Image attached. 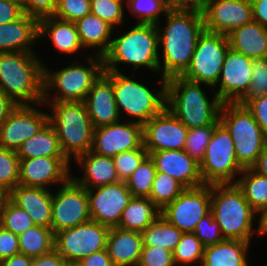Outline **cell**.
<instances>
[{"mask_svg":"<svg viewBox=\"0 0 267 266\" xmlns=\"http://www.w3.org/2000/svg\"><path fill=\"white\" fill-rule=\"evenodd\" d=\"M159 33V74L166 79L182 75L189 67L199 35L204 31L203 13L168 11ZM161 58L162 61L160 60ZM163 63V64H162Z\"/></svg>","mask_w":267,"mask_h":266,"instance_id":"6da1fadb","label":"cell"},{"mask_svg":"<svg viewBox=\"0 0 267 266\" xmlns=\"http://www.w3.org/2000/svg\"><path fill=\"white\" fill-rule=\"evenodd\" d=\"M43 63L36 52L0 53V91L16 105L44 106Z\"/></svg>","mask_w":267,"mask_h":266,"instance_id":"7a4b0ae2","label":"cell"},{"mask_svg":"<svg viewBox=\"0 0 267 266\" xmlns=\"http://www.w3.org/2000/svg\"><path fill=\"white\" fill-rule=\"evenodd\" d=\"M112 39L103 55L104 71L120 72L117 64L142 67L159 74V33L155 24L136 23L132 29ZM141 67V68H140Z\"/></svg>","mask_w":267,"mask_h":266,"instance_id":"3957f363","label":"cell"},{"mask_svg":"<svg viewBox=\"0 0 267 266\" xmlns=\"http://www.w3.org/2000/svg\"><path fill=\"white\" fill-rule=\"evenodd\" d=\"M201 83L181 75L167 79L166 107L188 128L217 125L223 102L214 93L212 100Z\"/></svg>","mask_w":267,"mask_h":266,"instance_id":"277c9868","label":"cell"},{"mask_svg":"<svg viewBox=\"0 0 267 266\" xmlns=\"http://www.w3.org/2000/svg\"><path fill=\"white\" fill-rule=\"evenodd\" d=\"M211 213L224 239L251 242L258 235L253 228L257 213L236 183L211 184Z\"/></svg>","mask_w":267,"mask_h":266,"instance_id":"5b68a950","label":"cell"},{"mask_svg":"<svg viewBox=\"0 0 267 266\" xmlns=\"http://www.w3.org/2000/svg\"><path fill=\"white\" fill-rule=\"evenodd\" d=\"M86 55L87 66L79 63V58L57 71L49 70L44 64L43 102L85 101L94 82L104 72L103 56ZM49 91H55L54 95Z\"/></svg>","mask_w":267,"mask_h":266,"instance_id":"8992f818","label":"cell"},{"mask_svg":"<svg viewBox=\"0 0 267 266\" xmlns=\"http://www.w3.org/2000/svg\"><path fill=\"white\" fill-rule=\"evenodd\" d=\"M51 110L49 123L54 127L65 157L87 153L92 148L94 127L84 102H42ZM73 156V157H72Z\"/></svg>","mask_w":267,"mask_h":266,"instance_id":"52a82bcc","label":"cell"},{"mask_svg":"<svg viewBox=\"0 0 267 266\" xmlns=\"http://www.w3.org/2000/svg\"><path fill=\"white\" fill-rule=\"evenodd\" d=\"M132 75L133 79L122 72L113 71L115 101L120 117L125 113L132 118L130 121L144 125L166 108L167 79L161 77V89L153 91Z\"/></svg>","mask_w":267,"mask_h":266,"instance_id":"ba28073f","label":"cell"},{"mask_svg":"<svg viewBox=\"0 0 267 266\" xmlns=\"http://www.w3.org/2000/svg\"><path fill=\"white\" fill-rule=\"evenodd\" d=\"M219 121L232 137L237 162L243 168H251L267 142L252 112L238 102H226L221 106Z\"/></svg>","mask_w":267,"mask_h":266,"instance_id":"9c48e42d","label":"cell"},{"mask_svg":"<svg viewBox=\"0 0 267 266\" xmlns=\"http://www.w3.org/2000/svg\"><path fill=\"white\" fill-rule=\"evenodd\" d=\"M199 168L203 183L208 185L236 183L244 169L237 162L232 137L221 122L215 126Z\"/></svg>","mask_w":267,"mask_h":266,"instance_id":"30bf717a","label":"cell"},{"mask_svg":"<svg viewBox=\"0 0 267 266\" xmlns=\"http://www.w3.org/2000/svg\"><path fill=\"white\" fill-rule=\"evenodd\" d=\"M229 48L227 35L204 29L198 37L191 63L181 76L215 89Z\"/></svg>","mask_w":267,"mask_h":266,"instance_id":"8fae6325","label":"cell"},{"mask_svg":"<svg viewBox=\"0 0 267 266\" xmlns=\"http://www.w3.org/2000/svg\"><path fill=\"white\" fill-rule=\"evenodd\" d=\"M110 228L90 220L55 233L54 249L67 263H78L92 253L106 249Z\"/></svg>","mask_w":267,"mask_h":266,"instance_id":"7c38bea8","label":"cell"},{"mask_svg":"<svg viewBox=\"0 0 267 266\" xmlns=\"http://www.w3.org/2000/svg\"><path fill=\"white\" fill-rule=\"evenodd\" d=\"M90 220L87 189L72 177L55 194L52 191L51 229L54 234Z\"/></svg>","mask_w":267,"mask_h":266,"instance_id":"4fadbf2b","label":"cell"},{"mask_svg":"<svg viewBox=\"0 0 267 266\" xmlns=\"http://www.w3.org/2000/svg\"><path fill=\"white\" fill-rule=\"evenodd\" d=\"M211 212V184L186 188L161 210V216L183 233L194 232L201 218Z\"/></svg>","mask_w":267,"mask_h":266,"instance_id":"5bb4252c","label":"cell"},{"mask_svg":"<svg viewBox=\"0 0 267 266\" xmlns=\"http://www.w3.org/2000/svg\"><path fill=\"white\" fill-rule=\"evenodd\" d=\"M91 220L108 228H117L123 210L132 199L126 182L87 189Z\"/></svg>","mask_w":267,"mask_h":266,"instance_id":"9a60e30c","label":"cell"},{"mask_svg":"<svg viewBox=\"0 0 267 266\" xmlns=\"http://www.w3.org/2000/svg\"><path fill=\"white\" fill-rule=\"evenodd\" d=\"M127 120L94 128L91 151L114 157L121 152L140 148L143 145V125L130 121L131 118Z\"/></svg>","mask_w":267,"mask_h":266,"instance_id":"2e32d148","label":"cell"},{"mask_svg":"<svg viewBox=\"0 0 267 266\" xmlns=\"http://www.w3.org/2000/svg\"><path fill=\"white\" fill-rule=\"evenodd\" d=\"M188 128L166 107L143 125L147 152L184 150Z\"/></svg>","mask_w":267,"mask_h":266,"instance_id":"e0dca14e","label":"cell"},{"mask_svg":"<svg viewBox=\"0 0 267 266\" xmlns=\"http://www.w3.org/2000/svg\"><path fill=\"white\" fill-rule=\"evenodd\" d=\"M48 122V112H42L33 105H17L0 127V146L17 151Z\"/></svg>","mask_w":267,"mask_h":266,"instance_id":"ac0fdd59","label":"cell"},{"mask_svg":"<svg viewBox=\"0 0 267 266\" xmlns=\"http://www.w3.org/2000/svg\"><path fill=\"white\" fill-rule=\"evenodd\" d=\"M71 162L66 157L20 159L18 185L51 189L71 177Z\"/></svg>","mask_w":267,"mask_h":266,"instance_id":"d6986e66","label":"cell"},{"mask_svg":"<svg viewBox=\"0 0 267 266\" xmlns=\"http://www.w3.org/2000/svg\"><path fill=\"white\" fill-rule=\"evenodd\" d=\"M252 61L229 48L217 81V97L223 102H238L248 91L252 79Z\"/></svg>","mask_w":267,"mask_h":266,"instance_id":"ffe728a7","label":"cell"},{"mask_svg":"<svg viewBox=\"0 0 267 266\" xmlns=\"http://www.w3.org/2000/svg\"><path fill=\"white\" fill-rule=\"evenodd\" d=\"M205 30L228 35L253 20L251 0H205Z\"/></svg>","mask_w":267,"mask_h":266,"instance_id":"44dd1931","label":"cell"},{"mask_svg":"<svg viewBox=\"0 0 267 266\" xmlns=\"http://www.w3.org/2000/svg\"><path fill=\"white\" fill-rule=\"evenodd\" d=\"M84 103L94 128L121 121L113 89V71H104L100 75Z\"/></svg>","mask_w":267,"mask_h":266,"instance_id":"7402d4cb","label":"cell"},{"mask_svg":"<svg viewBox=\"0 0 267 266\" xmlns=\"http://www.w3.org/2000/svg\"><path fill=\"white\" fill-rule=\"evenodd\" d=\"M157 172L165 173L180 181L186 188L203 185L199 162L184 150L148 152Z\"/></svg>","mask_w":267,"mask_h":266,"instance_id":"603a6c76","label":"cell"},{"mask_svg":"<svg viewBox=\"0 0 267 266\" xmlns=\"http://www.w3.org/2000/svg\"><path fill=\"white\" fill-rule=\"evenodd\" d=\"M52 190L17 185L7 197L19 208L25 210L35 225L51 228Z\"/></svg>","mask_w":267,"mask_h":266,"instance_id":"cb8c5ba5","label":"cell"},{"mask_svg":"<svg viewBox=\"0 0 267 266\" xmlns=\"http://www.w3.org/2000/svg\"><path fill=\"white\" fill-rule=\"evenodd\" d=\"M39 38V19L24 13L17 20L0 24V53L34 52Z\"/></svg>","mask_w":267,"mask_h":266,"instance_id":"d4e9b609","label":"cell"},{"mask_svg":"<svg viewBox=\"0 0 267 266\" xmlns=\"http://www.w3.org/2000/svg\"><path fill=\"white\" fill-rule=\"evenodd\" d=\"M75 162L83 169V177H71L86 189L115 184L120 181L112 157L91 150L78 156Z\"/></svg>","mask_w":267,"mask_h":266,"instance_id":"484cf974","label":"cell"},{"mask_svg":"<svg viewBox=\"0 0 267 266\" xmlns=\"http://www.w3.org/2000/svg\"><path fill=\"white\" fill-rule=\"evenodd\" d=\"M142 248L140 232L110 228L106 250L114 266H133L139 263Z\"/></svg>","mask_w":267,"mask_h":266,"instance_id":"4316f807","label":"cell"},{"mask_svg":"<svg viewBox=\"0 0 267 266\" xmlns=\"http://www.w3.org/2000/svg\"><path fill=\"white\" fill-rule=\"evenodd\" d=\"M48 35L51 44L60 53L74 55L84 47L81 44L75 22L58 19L54 16H46L39 19V38Z\"/></svg>","mask_w":267,"mask_h":266,"instance_id":"83f0119b","label":"cell"},{"mask_svg":"<svg viewBox=\"0 0 267 266\" xmlns=\"http://www.w3.org/2000/svg\"><path fill=\"white\" fill-rule=\"evenodd\" d=\"M227 38L234 51L252 59L267 58V28L257 21L233 29Z\"/></svg>","mask_w":267,"mask_h":266,"instance_id":"f1b7e54d","label":"cell"},{"mask_svg":"<svg viewBox=\"0 0 267 266\" xmlns=\"http://www.w3.org/2000/svg\"><path fill=\"white\" fill-rule=\"evenodd\" d=\"M249 241L224 239L204 248L201 266H248Z\"/></svg>","mask_w":267,"mask_h":266,"instance_id":"f546056e","label":"cell"},{"mask_svg":"<svg viewBox=\"0 0 267 266\" xmlns=\"http://www.w3.org/2000/svg\"><path fill=\"white\" fill-rule=\"evenodd\" d=\"M84 49L98 48L96 55L103 56L109 49L114 28L93 13L75 22Z\"/></svg>","mask_w":267,"mask_h":266,"instance_id":"4dcf8cb0","label":"cell"},{"mask_svg":"<svg viewBox=\"0 0 267 266\" xmlns=\"http://www.w3.org/2000/svg\"><path fill=\"white\" fill-rule=\"evenodd\" d=\"M160 215L161 210L149 198L132 197L122 212L117 228L141 233Z\"/></svg>","mask_w":267,"mask_h":266,"instance_id":"1f68e13d","label":"cell"},{"mask_svg":"<svg viewBox=\"0 0 267 266\" xmlns=\"http://www.w3.org/2000/svg\"><path fill=\"white\" fill-rule=\"evenodd\" d=\"M20 159L65 157L54 127L48 122L38 133L26 140L16 151Z\"/></svg>","mask_w":267,"mask_h":266,"instance_id":"d6a6232c","label":"cell"},{"mask_svg":"<svg viewBox=\"0 0 267 266\" xmlns=\"http://www.w3.org/2000/svg\"><path fill=\"white\" fill-rule=\"evenodd\" d=\"M240 175L236 184L243 191L251 208L258 214L267 206V177L252 168H244Z\"/></svg>","mask_w":267,"mask_h":266,"instance_id":"836d02e7","label":"cell"},{"mask_svg":"<svg viewBox=\"0 0 267 266\" xmlns=\"http://www.w3.org/2000/svg\"><path fill=\"white\" fill-rule=\"evenodd\" d=\"M20 253L36 258L54 249L55 234L51 228L33 226L18 235Z\"/></svg>","mask_w":267,"mask_h":266,"instance_id":"e575fe53","label":"cell"},{"mask_svg":"<svg viewBox=\"0 0 267 266\" xmlns=\"http://www.w3.org/2000/svg\"><path fill=\"white\" fill-rule=\"evenodd\" d=\"M183 232L169 223L161 215L143 232V246H158L173 252L180 242Z\"/></svg>","mask_w":267,"mask_h":266,"instance_id":"d590c367","label":"cell"},{"mask_svg":"<svg viewBox=\"0 0 267 266\" xmlns=\"http://www.w3.org/2000/svg\"><path fill=\"white\" fill-rule=\"evenodd\" d=\"M186 187L172 176L157 172L152 183L149 199L162 210L167 204L173 202Z\"/></svg>","mask_w":267,"mask_h":266,"instance_id":"8d00e7d4","label":"cell"},{"mask_svg":"<svg viewBox=\"0 0 267 266\" xmlns=\"http://www.w3.org/2000/svg\"><path fill=\"white\" fill-rule=\"evenodd\" d=\"M0 225L16 235L35 226L29 214L14 204L7 196L3 197L0 205Z\"/></svg>","mask_w":267,"mask_h":266,"instance_id":"74e56055","label":"cell"},{"mask_svg":"<svg viewBox=\"0 0 267 266\" xmlns=\"http://www.w3.org/2000/svg\"><path fill=\"white\" fill-rule=\"evenodd\" d=\"M156 173L154 162L148 155L125 181L132 196L149 198Z\"/></svg>","mask_w":267,"mask_h":266,"instance_id":"f35d334b","label":"cell"},{"mask_svg":"<svg viewBox=\"0 0 267 266\" xmlns=\"http://www.w3.org/2000/svg\"><path fill=\"white\" fill-rule=\"evenodd\" d=\"M125 7L135 16L137 23L155 24L168 12L165 0H125Z\"/></svg>","mask_w":267,"mask_h":266,"instance_id":"ab89813d","label":"cell"},{"mask_svg":"<svg viewBox=\"0 0 267 266\" xmlns=\"http://www.w3.org/2000/svg\"><path fill=\"white\" fill-rule=\"evenodd\" d=\"M19 168L16 151L0 146V190L6 196L18 185Z\"/></svg>","mask_w":267,"mask_h":266,"instance_id":"60d3db41","label":"cell"},{"mask_svg":"<svg viewBox=\"0 0 267 266\" xmlns=\"http://www.w3.org/2000/svg\"><path fill=\"white\" fill-rule=\"evenodd\" d=\"M204 248V245L193 232L183 233L180 242L173 250L176 266L202 263Z\"/></svg>","mask_w":267,"mask_h":266,"instance_id":"b9f144b4","label":"cell"},{"mask_svg":"<svg viewBox=\"0 0 267 266\" xmlns=\"http://www.w3.org/2000/svg\"><path fill=\"white\" fill-rule=\"evenodd\" d=\"M215 126L216 125H207L188 129L184 151L199 163L205 155L206 147Z\"/></svg>","mask_w":267,"mask_h":266,"instance_id":"7bdbcfd3","label":"cell"},{"mask_svg":"<svg viewBox=\"0 0 267 266\" xmlns=\"http://www.w3.org/2000/svg\"><path fill=\"white\" fill-rule=\"evenodd\" d=\"M124 3V0H91V13L115 28L123 23Z\"/></svg>","mask_w":267,"mask_h":266,"instance_id":"ee69618b","label":"cell"},{"mask_svg":"<svg viewBox=\"0 0 267 266\" xmlns=\"http://www.w3.org/2000/svg\"><path fill=\"white\" fill-rule=\"evenodd\" d=\"M251 68V84L239 104L245 105L250 99L267 94V58L253 59Z\"/></svg>","mask_w":267,"mask_h":266,"instance_id":"f6af8a7d","label":"cell"},{"mask_svg":"<svg viewBox=\"0 0 267 266\" xmlns=\"http://www.w3.org/2000/svg\"><path fill=\"white\" fill-rule=\"evenodd\" d=\"M147 156L148 152L142 145L140 148L121 152L112 157L120 181L125 182Z\"/></svg>","mask_w":267,"mask_h":266,"instance_id":"bcb514c9","label":"cell"},{"mask_svg":"<svg viewBox=\"0 0 267 266\" xmlns=\"http://www.w3.org/2000/svg\"><path fill=\"white\" fill-rule=\"evenodd\" d=\"M90 1L58 0L53 16L61 20L76 22L91 12Z\"/></svg>","mask_w":267,"mask_h":266,"instance_id":"7dc6e473","label":"cell"},{"mask_svg":"<svg viewBox=\"0 0 267 266\" xmlns=\"http://www.w3.org/2000/svg\"><path fill=\"white\" fill-rule=\"evenodd\" d=\"M204 247L218 244L224 240L219 224L213 218V214L210 212L197 223V226L193 232Z\"/></svg>","mask_w":267,"mask_h":266,"instance_id":"c3c4849f","label":"cell"},{"mask_svg":"<svg viewBox=\"0 0 267 266\" xmlns=\"http://www.w3.org/2000/svg\"><path fill=\"white\" fill-rule=\"evenodd\" d=\"M139 264L143 266H176L173 252L158 246H143Z\"/></svg>","mask_w":267,"mask_h":266,"instance_id":"681fc988","label":"cell"},{"mask_svg":"<svg viewBox=\"0 0 267 266\" xmlns=\"http://www.w3.org/2000/svg\"><path fill=\"white\" fill-rule=\"evenodd\" d=\"M24 13L38 19L53 16L58 0H21Z\"/></svg>","mask_w":267,"mask_h":266,"instance_id":"f907efd6","label":"cell"},{"mask_svg":"<svg viewBox=\"0 0 267 266\" xmlns=\"http://www.w3.org/2000/svg\"><path fill=\"white\" fill-rule=\"evenodd\" d=\"M19 253L18 235L0 225V262Z\"/></svg>","mask_w":267,"mask_h":266,"instance_id":"816d5d0a","label":"cell"},{"mask_svg":"<svg viewBox=\"0 0 267 266\" xmlns=\"http://www.w3.org/2000/svg\"><path fill=\"white\" fill-rule=\"evenodd\" d=\"M245 106L252 112L254 119L267 136V94L250 99Z\"/></svg>","mask_w":267,"mask_h":266,"instance_id":"f5cc1de1","label":"cell"},{"mask_svg":"<svg viewBox=\"0 0 267 266\" xmlns=\"http://www.w3.org/2000/svg\"><path fill=\"white\" fill-rule=\"evenodd\" d=\"M23 14L20 1L0 0V24L13 22Z\"/></svg>","mask_w":267,"mask_h":266,"instance_id":"db71d44e","label":"cell"},{"mask_svg":"<svg viewBox=\"0 0 267 266\" xmlns=\"http://www.w3.org/2000/svg\"><path fill=\"white\" fill-rule=\"evenodd\" d=\"M168 11L203 13L205 0H165Z\"/></svg>","mask_w":267,"mask_h":266,"instance_id":"11a10c76","label":"cell"},{"mask_svg":"<svg viewBox=\"0 0 267 266\" xmlns=\"http://www.w3.org/2000/svg\"><path fill=\"white\" fill-rule=\"evenodd\" d=\"M66 260L55 250L33 258L31 266H66Z\"/></svg>","mask_w":267,"mask_h":266,"instance_id":"9f6ffc18","label":"cell"},{"mask_svg":"<svg viewBox=\"0 0 267 266\" xmlns=\"http://www.w3.org/2000/svg\"><path fill=\"white\" fill-rule=\"evenodd\" d=\"M78 263L81 266H114L106 249L92 253Z\"/></svg>","mask_w":267,"mask_h":266,"instance_id":"6f0895ef","label":"cell"},{"mask_svg":"<svg viewBox=\"0 0 267 266\" xmlns=\"http://www.w3.org/2000/svg\"><path fill=\"white\" fill-rule=\"evenodd\" d=\"M253 20L267 28V0H251Z\"/></svg>","mask_w":267,"mask_h":266,"instance_id":"680465c9","label":"cell"},{"mask_svg":"<svg viewBox=\"0 0 267 266\" xmlns=\"http://www.w3.org/2000/svg\"><path fill=\"white\" fill-rule=\"evenodd\" d=\"M16 104L0 91V127L7 120L9 114L16 108Z\"/></svg>","mask_w":267,"mask_h":266,"instance_id":"91938a15","label":"cell"},{"mask_svg":"<svg viewBox=\"0 0 267 266\" xmlns=\"http://www.w3.org/2000/svg\"><path fill=\"white\" fill-rule=\"evenodd\" d=\"M33 258L25 254H16L0 262V266H31Z\"/></svg>","mask_w":267,"mask_h":266,"instance_id":"94428289","label":"cell"},{"mask_svg":"<svg viewBox=\"0 0 267 266\" xmlns=\"http://www.w3.org/2000/svg\"><path fill=\"white\" fill-rule=\"evenodd\" d=\"M251 168L260 175L267 177V142L258 156L257 162Z\"/></svg>","mask_w":267,"mask_h":266,"instance_id":"6125c7cd","label":"cell"},{"mask_svg":"<svg viewBox=\"0 0 267 266\" xmlns=\"http://www.w3.org/2000/svg\"><path fill=\"white\" fill-rule=\"evenodd\" d=\"M257 215H260L258 217V236H264L267 234V206L260 211Z\"/></svg>","mask_w":267,"mask_h":266,"instance_id":"be15d7a7","label":"cell"},{"mask_svg":"<svg viewBox=\"0 0 267 266\" xmlns=\"http://www.w3.org/2000/svg\"><path fill=\"white\" fill-rule=\"evenodd\" d=\"M66 266H81L79 263H67Z\"/></svg>","mask_w":267,"mask_h":266,"instance_id":"e7e4bbea","label":"cell"},{"mask_svg":"<svg viewBox=\"0 0 267 266\" xmlns=\"http://www.w3.org/2000/svg\"><path fill=\"white\" fill-rule=\"evenodd\" d=\"M0 196H6V195L0 190Z\"/></svg>","mask_w":267,"mask_h":266,"instance_id":"03108f58","label":"cell"},{"mask_svg":"<svg viewBox=\"0 0 267 266\" xmlns=\"http://www.w3.org/2000/svg\"><path fill=\"white\" fill-rule=\"evenodd\" d=\"M3 197H4V196H0V205H1V202H2V200H3Z\"/></svg>","mask_w":267,"mask_h":266,"instance_id":"003e7915","label":"cell"},{"mask_svg":"<svg viewBox=\"0 0 267 266\" xmlns=\"http://www.w3.org/2000/svg\"><path fill=\"white\" fill-rule=\"evenodd\" d=\"M133 266H143V265H140L139 263H137V264H135V265H133Z\"/></svg>","mask_w":267,"mask_h":266,"instance_id":"a7ac6f4b","label":"cell"}]
</instances>
